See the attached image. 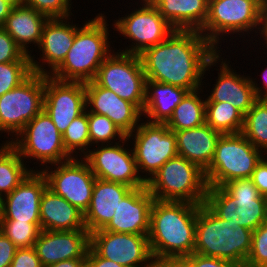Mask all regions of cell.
<instances>
[{
	"label": "cell",
	"mask_w": 267,
	"mask_h": 267,
	"mask_svg": "<svg viewBox=\"0 0 267 267\" xmlns=\"http://www.w3.org/2000/svg\"><path fill=\"white\" fill-rule=\"evenodd\" d=\"M218 51L197 30H174L163 42L140 55L146 79L189 92L203 88V78L217 65Z\"/></svg>",
	"instance_id": "1"
},
{
	"label": "cell",
	"mask_w": 267,
	"mask_h": 267,
	"mask_svg": "<svg viewBox=\"0 0 267 267\" xmlns=\"http://www.w3.org/2000/svg\"><path fill=\"white\" fill-rule=\"evenodd\" d=\"M201 204L154 200L150 211L148 240L160 265L172 258L194 253L197 212Z\"/></svg>",
	"instance_id": "2"
},
{
	"label": "cell",
	"mask_w": 267,
	"mask_h": 267,
	"mask_svg": "<svg viewBox=\"0 0 267 267\" xmlns=\"http://www.w3.org/2000/svg\"><path fill=\"white\" fill-rule=\"evenodd\" d=\"M104 13L84 21L74 38L63 62L50 74L60 81L89 82L93 81L98 68L114 51L110 48L109 24ZM107 21V22H106Z\"/></svg>",
	"instance_id": "3"
},
{
	"label": "cell",
	"mask_w": 267,
	"mask_h": 267,
	"mask_svg": "<svg viewBox=\"0 0 267 267\" xmlns=\"http://www.w3.org/2000/svg\"><path fill=\"white\" fill-rule=\"evenodd\" d=\"M205 204L221 219L251 231L267 222V197L250 178L208 187Z\"/></svg>",
	"instance_id": "4"
},
{
	"label": "cell",
	"mask_w": 267,
	"mask_h": 267,
	"mask_svg": "<svg viewBox=\"0 0 267 267\" xmlns=\"http://www.w3.org/2000/svg\"><path fill=\"white\" fill-rule=\"evenodd\" d=\"M252 232L219 218L203 203L197 212L194 253L245 265Z\"/></svg>",
	"instance_id": "5"
},
{
	"label": "cell",
	"mask_w": 267,
	"mask_h": 267,
	"mask_svg": "<svg viewBox=\"0 0 267 267\" xmlns=\"http://www.w3.org/2000/svg\"><path fill=\"white\" fill-rule=\"evenodd\" d=\"M262 16V0H208L207 19L199 32L221 52L222 41L229 35L233 37L229 39L231 41L235 38L232 36L234 34L239 35V38L244 34L248 38L250 34L260 35Z\"/></svg>",
	"instance_id": "6"
},
{
	"label": "cell",
	"mask_w": 267,
	"mask_h": 267,
	"mask_svg": "<svg viewBox=\"0 0 267 267\" xmlns=\"http://www.w3.org/2000/svg\"><path fill=\"white\" fill-rule=\"evenodd\" d=\"M146 187L155 200L194 204L205 203L208 188L204 171L179 155L169 159Z\"/></svg>",
	"instance_id": "7"
},
{
	"label": "cell",
	"mask_w": 267,
	"mask_h": 267,
	"mask_svg": "<svg viewBox=\"0 0 267 267\" xmlns=\"http://www.w3.org/2000/svg\"><path fill=\"white\" fill-rule=\"evenodd\" d=\"M263 157L265 154L242 133L221 135L213 160L204 171L207 186L217 187L232 180L251 178Z\"/></svg>",
	"instance_id": "8"
},
{
	"label": "cell",
	"mask_w": 267,
	"mask_h": 267,
	"mask_svg": "<svg viewBox=\"0 0 267 267\" xmlns=\"http://www.w3.org/2000/svg\"><path fill=\"white\" fill-rule=\"evenodd\" d=\"M23 160L32 158L40 167L73 158L63 145L62 135L51 118L42 110L9 142ZM29 158V159H28ZM39 161V163H38Z\"/></svg>",
	"instance_id": "9"
},
{
	"label": "cell",
	"mask_w": 267,
	"mask_h": 267,
	"mask_svg": "<svg viewBox=\"0 0 267 267\" xmlns=\"http://www.w3.org/2000/svg\"><path fill=\"white\" fill-rule=\"evenodd\" d=\"M98 86L113 91L143 112L146 75L139 55L115 52L103 61L93 80Z\"/></svg>",
	"instance_id": "10"
},
{
	"label": "cell",
	"mask_w": 267,
	"mask_h": 267,
	"mask_svg": "<svg viewBox=\"0 0 267 267\" xmlns=\"http://www.w3.org/2000/svg\"><path fill=\"white\" fill-rule=\"evenodd\" d=\"M127 138L130 142L134 141L131 143L137 170L145 183L169 159L178 155L175 133L169 130L165 123L141 120L139 126ZM144 173L146 175H143Z\"/></svg>",
	"instance_id": "11"
},
{
	"label": "cell",
	"mask_w": 267,
	"mask_h": 267,
	"mask_svg": "<svg viewBox=\"0 0 267 267\" xmlns=\"http://www.w3.org/2000/svg\"><path fill=\"white\" fill-rule=\"evenodd\" d=\"M44 87L45 75L33 72L0 97V133L10 136L6 142H11L43 110Z\"/></svg>",
	"instance_id": "12"
},
{
	"label": "cell",
	"mask_w": 267,
	"mask_h": 267,
	"mask_svg": "<svg viewBox=\"0 0 267 267\" xmlns=\"http://www.w3.org/2000/svg\"><path fill=\"white\" fill-rule=\"evenodd\" d=\"M139 3L142 7L139 5L134 11L131 9V13L127 12L112 23L119 35L133 41L125 50L117 51L140 55L147 48L165 41L175 30L149 0H140Z\"/></svg>",
	"instance_id": "13"
},
{
	"label": "cell",
	"mask_w": 267,
	"mask_h": 267,
	"mask_svg": "<svg viewBox=\"0 0 267 267\" xmlns=\"http://www.w3.org/2000/svg\"><path fill=\"white\" fill-rule=\"evenodd\" d=\"M40 171L46 178L47 188L81 212H86L91 202L96 177L83 158H71L46 166Z\"/></svg>",
	"instance_id": "14"
},
{
	"label": "cell",
	"mask_w": 267,
	"mask_h": 267,
	"mask_svg": "<svg viewBox=\"0 0 267 267\" xmlns=\"http://www.w3.org/2000/svg\"><path fill=\"white\" fill-rule=\"evenodd\" d=\"M122 143V144H121ZM114 144L95 145L82 157L96 178L121 183L131 188L146 186L140 177L127 136ZM127 144V145H125ZM129 147H125L128 146ZM130 148V149H128Z\"/></svg>",
	"instance_id": "15"
},
{
	"label": "cell",
	"mask_w": 267,
	"mask_h": 267,
	"mask_svg": "<svg viewBox=\"0 0 267 267\" xmlns=\"http://www.w3.org/2000/svg\"><path fill=\"white\" fill-rule=\"evenodd\" d=\"M90 247L100 256L124 267H156L148 235L114 233L103 229L90 233Z\"/></svg>",
	"instance_id": "16"
},
{
	"label": "cell",
	"mask_w": 267,
	"mask_h": 267,
	"mask_svg": "<svg viewBox=\"0 0 267 267\" xmlns=\"http://www.w3.org/2000/svg\"><path fill=\"white\" fill-rule=\"evenodd\" d=\"M43 110L63 135L71 122L86 111L85 83L45 75Z\"/></svg>",
	"instance_id": "17"
},
{
	"label": "cell",
	"mask_w": 267,
	"mask_h": 267,
	"mask_svg": "<svg viewBox=\"0 0 267 267\" xmlns=\"http://www.w3.org/2000/svg\"><path fill=\"white\" fill-rule=\"evenodd\" d=\"M69 20H71L70 17L49 18L46 21L42 29L40 44L37 47L42 54L40 53L39 58H36L34 54L30 55L33 72L50 75L63 62L74 43L75 33L80 26L74 25L73 20L72 22ZM46 65L49 67L44 69Z\"/></svg>",
	"instance_id": "18"
},
{
	"label": "cell",
	"mask_w": 267,
	"mask_h": 267,
	"mask_svg": "<svg viewBox=\"0 0 267 267\" xmlns=\"http://www.w3.org/2000/svg\"><path fill=\"white\" fill-rule=\"evenodd\" d=\"M37 168L1 199L0 220L41 223L40 200L47 188V181Z\"/></svg>",
	"instance_id": "19"
},
{
	"label": "cell",
	"mask_w": 267,
	"mask_h": 267,
	"mask_svg": "<svg viewBox=\"0 0 267 267\" xmlns=\"http://www.w3.org/2000/svg\"><path fill=\"white\" fill-rule=\"evenodd\" d=\"M220 53H217L218 77L213 84L214 88L212 87L211 93L206 97V102H228L245 115L258 100L251 76H245L244 72L243 75L237 74V70L234 71L230 64L231 61H227V58L225 60Z\"/></svg>",
	"instance_id": "20"
},
{
	"label": "cell",
	"mask_w": 267,
	"mask_h": 267,
	"mask_svg": "<svg viewBox=\"0 0 267 267\" xmlns=\"http://www.w3.org/2000/svg\"><path fill=\"white\" fill-rule=\"evenodd\" d=\"M85 93L86 111L107 116L126 136L139 126L142 112L133 103L94 81L85 83Z\"/></svg>",
	"instance_id": "21"
},
{
	"label": "cell",
	"mask_w": 267,
	"mask_h": 267,
	"mask_svg": "<svg viewBox=\"0 0 267 267\" xmlns=\"http://www.w3.org/2000/svg\"><path fill=\"white\" fill-rule=\"evenodd\" d=\"M89 246L88 230H41L33 248L43 267H47L68 259L86 258Z\"/></svg>",
	"instance_id": "22"
},
{
	"label": "cell",
	"mask_w": 267,
	"mask_h": 267,
	"mask_svg": "<svg viewBox=\"0 0 267 267\" xmlns=\"http://www.w3.org/2000/svg\"><path fill=\"white\" fill-rule=\"evenodd\" d=\"M154 197L147 187L133 188L119 202L113 218L103 229L114 233L148 235Z\"/></svg>",
	"instance_id": "23"
},
{
	"label": "cell",
	"mask_w": 267,
	"mask_h": 267,
	"mask_svg": "<svg viewBox=\"0 0 267 267\" xmlns=\"http://www.w3.org/2000/svg\"><path fill=\"white\" fill-rule=\"evenodd\" d=\"M132 189L121 183L96 178L90 205L84 213V222L88 232L104 229L113 218L119 202Z\"/></svg>",
	"instance_id": "24"
},
{
	"label": "cell",
	"mask_w": 267,
	"mask_h": 267,
	"mask_svg": "<svg viewBox=\"0 0 267 267\" xmlns=\"http://www.w3.org/2000/svg\"><path fill=\"white\" fill-rule=\"evenodd\" d=\"M174 133L178 155L197 164L205 171L213 160L217 141L222 134L206 123L196 128L174 131Z\"/></svg>",
	"instance_id": "25"
},
{
	"label": "cell",
	"mask_w": 267,
	"mask_h": 267,
	"mask_svg": "<svg viewBox=\"0 0 267 267\" xmlns=\"http://www.w3.org/2000/svg\"><path fill=\"white\" fill-rule=\"evenodd\" d=\"M41 230H87L84 213L63 197L46 188L40 200Z\"/></svg>",
	"instance_id": "26"
},
{
	"label": "cell",
	"mask_w": 267,
	"mask_h": 267,
	"mask_svg": "<svg viewBox=\"0 0 267 267\" xmlns=\"http://www.w3.org/2000/svg\"><path fill=\"white\" fill-rule=\"evenodd\" d=\"M48 19L46 15L22 3L13 6L3 28L25 54L31 55L34 48L30 50L28 47L30 44L39 46L42 29Z\"/></svg>",
	"instance_id": "27"
},
{
	"label": "cell",
	"mask_w": 267,
	"mask_h": 267,
	"mask_svg": "<svg viewBox=\"0 0 267 267\" xmlns=\"http://www.w3.org/2000/svg\"><path fill=\"white\" fill-rule=\"evenodd\" d=\"M175 30L200 31L207 19L208 0H149Z\"/></svg>",
	"instance_id": "28"
},
{
	"label": "cell",
	"mask_w": 267,
	"mask_h": 267,
	"mask_svg": "<svg viewBox=\"0 0 267 267\" xmlns=\"http://www.w3.org/2000/svg\"><path fill=\"white\" fill-rule=\"evenodd\" d=\"M188 92L182 87L146 79L142 116L151 123H166Z\"/></svg>",
	"instance_id": "29"
},
{
	"label": "cell",
	"mask_w": 267,
	"mask_h": 267,
	"mask_svg": "<svg viewBox=\"0 0 267 267\" xmlns=\"http://www.w3.org/2000/svg\"><path fill=\"white\" fill-rule=\"evenodd\" d=\"M204 88L188 92L165 123L169 130L180 131L202 126L206 123V99L201 96ZM201 96V97H200Z\"/></svg>",
	"instance_id": "30"
},
{
	"label": "cell",
	"mask_w": 267,
	"mask_h": 267,
	"mask_svg": "<svg viewBox=\"0 0 267 267\" xmlns=\"http://www.w3.org/2000/svg\"><path fill=\"white\" fill-rule=\"evenodd\" d=\"M0 145V198L10 194L34 169L28 168L18 151L9 143Z\"/></svg>",
	"instance_id": "31"
},
{
	"label": "cell",
	"mask_w": 267,
	"mask_h": 267,
	"mask_svg": "<svg viewBox=\"0 0 267 267\" xmlns=\"http://www.w3.org/2000/svg\"><path fill=\"white\" fill-rule=\"evenodd\" d=\"M206 124L222 135L238 134L243 129L244 115L228 102H206Z\"/></svg>",
	"instance_id": "32"
},
{
	"label": "cell",
	"mask_w": 267,
	"mask_h": 267,
	"mask_svg": "<svg viewBox=\"0 0 267 267\" xmlns=\"http://www.w3.org/2000/svg\"><path fill=\"white\" fill-rule=\"evenodd\" d=\"M241 133L258 150L267 154V100L258 99L244 115Z\"/></svg>",
	"instance_id": "33"
},
{
	"label": "cell",
	"mask_w": 267,
	"mask_h": 267,
	"mask_svg": "<svg viewBox=\"0 0 267 267\" xmlns=\"http://www.w3.org/2000/svg\"><path fill=\"white\" fill-rule=\"evenodd\" d=\"M62 140L66 151L73 158H82L89 151L91 147L87 111L71 122L62 135Z\"/></svg>",
	"instance_id": "34"
},
{
	"label": "cell",
	"mask_w": 267,
	"mask_h": 267,
	"mask_svg": "<svg viewBox=\"0 0 267 267\" xmlns=\"http://www.w3.org/2000/svg\"><path fill=\"white\" fill-rule=\"evenodd\" d=\"M90 146L121 142L126 135L105 115L88 112ZM119 140V141H116Z\"/></svg>",
	"instance_id": "35"
},
{
	"label": "cell",
	"mask_w": 267,
	"mask_h": 267,
	"mask_svg": "<svg viewBox=\"0 0 267 267\" xmlns=\"http://www.w3.org/2000/svg\"><path fill=\"white\" fill-rule=\"evenodd\" d=\"M0 230L17 248L33 247L41 231V223L0 220Z\"/></svg>",
	"instance_id": "36"
},
{
	"label": "cell",
	"mask_w": 267,
	"mask_h": 267,
	"mask_svg": "<svg viewBox=\"0 0 267 267\" xmlns=\"http://www.w3.org/2000/svg\"><path fill=\"white\" fill-rule=\"evenodd\" d=\"M32 73L31 61L0 63V97L20 85Z\"/></svg>",
	"instance_id": "37"
},
{
	"label": "cell",
	"mask_w": 267,
	"mask_h": 267,
	"mask_svg": "<svg viewBox=\"0 0 267 267\" xmlns=\"http://www.w3.org/2000/svg\"><path fill=\"white\" fill-rule=\"evenodd\" d=\"M160 267H245L244 264L192 253L185 258L165 260Z\"/></svg>",
	"instance_id": "38"
},
{
	"label": "cell",
	"mask_w": 267,
	"mask_h": 267,
	"mask_svg": "<svg viewBox=\"0 0 267 267\" xmlns=\"http://www.w3.org/2000/svg\"><path fill=\"white\" fill-rule=\"evenodd\" d=\"M245 267H267V222L252 232L251 250Z\"/></svg>",
	"instance_id": "39"
},
{
	"label": "cell",
	"mask_w": 267,
	"mask_h": 267,
	"mask_svg": "<svg viewBox=\"0 0 267 267\" xmlns=\"http://www.w3.org/2000/svg\"><path fill=\"white\" fill-rule=\"evenodd\" d=\"M72 0H23V4L32 7L48 18L71 17Z\"/></svg>",
	"instance_id": "40"
},
{
	"label": "cell",
	"mask_w": 267,
	"mask_h": 267,
	"mask_svg": "<svg viewBox=\"0 0 267 267\" xmlns=\"http://www.w3.org/2000/svg\"><path fill=\"white\" fill-rule=\"evenodd\" d=\"M15 61H31L30 55L25 54L5 29L0 27V63Z\"/></svg>",
	"instance_id": "41"
},
{
	"label": "cell",
	"mask_w": 267,
	"mask_h": 267,
	"mask_svg": "<svg viewBox=\"0 0 267 267\" xmlns=\"http://www.w3.org/2000/svg\"><path fill=\"white\" fill-rule=\"evenodd\" d=\"M10 267H43L33 247L18 248Z\"/></svg>",
	"instance_id": "42"
},
{
	"label": "cell",
	"mask_w": 267,
	"mask_h": 267,
	"mask_svg": "<svg viewBox=\"0 0 267 267\" xmlns=\"http://www.w3.org/2000/svg\"><path fill=\"white\" fill-rule=\"evenodd\" d=\"M266 157L267 155L265 156V158L263 157L262 160L257 164L250 179L252 180L256 188L258 189L259 193L267 197V158Z\"/></svg>",
	"instance_id": "43"
},
{
	"label": "cell",
	"mask_w": 267,
	"mask_h": 267,
	"mask_svg": "<svg viewBox=\"0 0 267 267\" xmlns=\"http://www.w3.org/2000/svg\"><path fill=\"white\" fill-rule=\"evenodd\" d=\"M17 249L14 243L0 230V267H10Z\"/></svg>",
	"instance_id": "44"
},
{
	"label": "cell",
	"mask_w": 267,
	"mask_h": 267,
	"mask_svg": "<svg viewBox=\"0 0 267 267\" xmlns=\"http://www.w3.org/2000/svg\"><path fill=\"white\" fill-rule=\"evenodd\" d=\"M86 267H124L118 263L100 257L90 246L86 253Z\"/></svg>",
	"instance_id": "45"
},
{
	"label": "cell",
	"mask_w": 267,
	"mask_h": 267,
	"mask_svg": "<svg viewBox=\"0 0 267 267\" xmlns=\"http://www.w3.org/2000/svg\"><path fill=\"white\" fill-rule=\"evenodd\" d=\"M263 72H261V77H262V86H259L261 85V83L258 84V81L256 82L253 77H251V81H252V84H253V88L255 89V93L258 97V99H265L267 100V66L265 69H262Z\"/></svg>",
	"instance_id": "46"
},
{
	"label": "cell",
	"mask_w": 267,
	"mask_h": 267,
	"mask_svg": "<svg viewBox=\"0 0 267 267\" xmlns=\"http://www.w3.org/2000/svg\"><path fill=\"white\" fill-rule=\"evenodd\" d=\"M47 267H86V258L68 259Z\"/></svg>",
	"instance_id": "47"
},
{
	"label": "cell",
	"mask_w": 267,
	"mask_h": 267,
	"mask_svg": "<svg viewBox=\"0 0 267 267\" xmlns=\"http://www.w3.org/2000/svg\"><path fill=\"white\" fill-rule=\"evenodd\" d=\"M261 38L263 39L264 44H266V46H264L262 43V47L267 49V0L263 1L262 31L260 37L258 36V40L262 41Z\"/></svg>",
	"instance_id": "48"
},
{
	"label": "cell",
	"mask_w": 267,
	"mask_h": 267,
	"mask_svg": "<svg viewBox=\"0 0 267 267\" xmlns=\"http://www.w3.org/2000/svg\"><path fill=\"white\" fill-rule=\"evenodd\" d=\"M13 8V5L4 0H0V27H3L7 17L9 16L11 10Z\"/></svg>",
	"instance_id": "49"
},
{
	"label": "cell",
	"mask_w": 267,
	"mask_h": 267,
	"mask_svg": "<svg viewBox=\"0 0 267 267\" xmlns=\"http://www.w3.org/2000/svg\"><path fill=\"white\" fill-rule=\"evenodd\" d=\"M10 2L13 6L19 5L23 3V0H4Z\"/></svg>",
	"instance_id": "50"
}]
</instances>
